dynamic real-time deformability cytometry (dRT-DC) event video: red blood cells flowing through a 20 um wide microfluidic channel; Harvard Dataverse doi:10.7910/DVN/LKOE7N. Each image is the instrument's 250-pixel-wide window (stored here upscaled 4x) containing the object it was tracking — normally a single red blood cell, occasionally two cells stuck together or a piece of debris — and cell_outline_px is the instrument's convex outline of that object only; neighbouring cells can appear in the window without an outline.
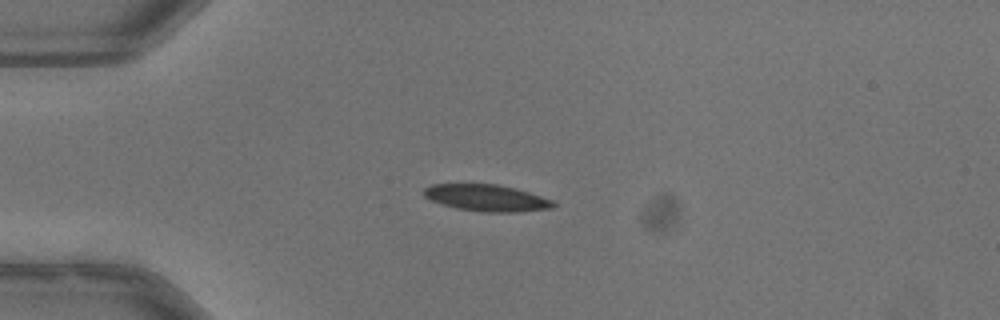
{"species": "common noctule bat (a hibernating species)", "species_latin": "Nyctalus noctula", "temperature_condition": "warm", "stored_images_in_passage": 39, "camera_frame_rate_fps": 3000, "um_per_image_px": 0.085, "animal": {"sex": "male", "body_mass_g": 13.3}, "frame": {"image": 1, "passage_image": 1, "time_ms": 0.0, "image_size_px": [1000, 320], "cell_outline_px": [[556, 204], [552, 208], [520, 212], [484, 212], [456, 208], [432, 200], [424, 196], [424, 188], [432, 184], [496, 184], [528, 192], [552, 200]], "centroid_in_image_um": [41.37, 16.82], "position_along_channel_um": 43.6, "area_um2": 19.83}}
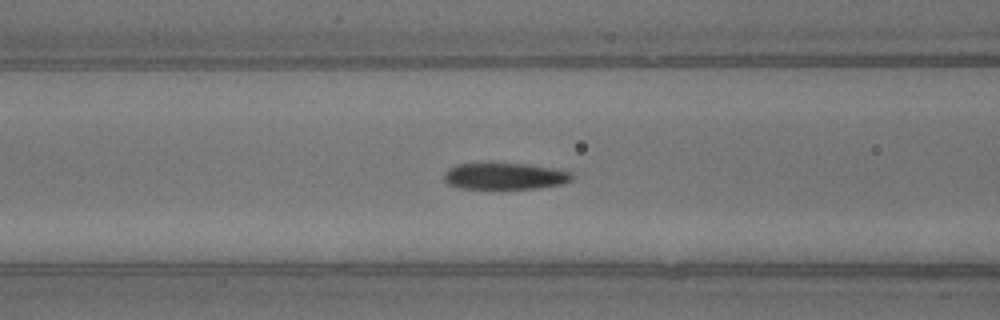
{"frame": {"image": 2, "passage_image": 9, "time_ms": 2.667, "image_size_px": [1000, 320], "cell_outline_px": [[572, 180], [564, 184], [536, 188], [460, 188], [448, 184], [444, 180], [444, 172], [448, 168], [456, 164], [488, 160], [528, 164], [560, 168], [572, 172]], "centroid_in_image_um": [42.9, 14.91], "position_along_channel_um": 123.7, "area_um2": 20.87}}
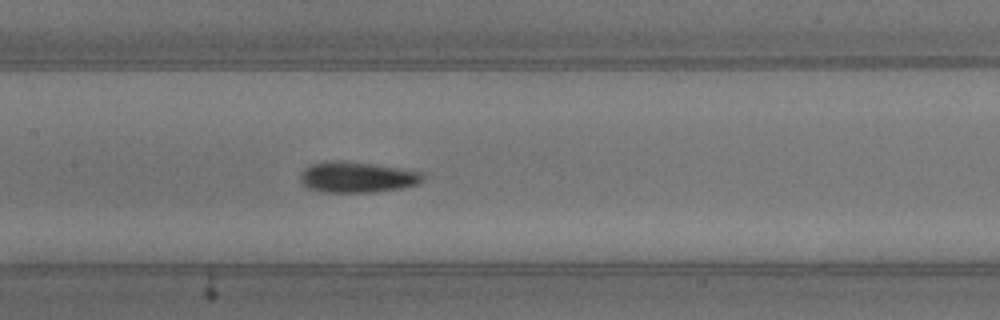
{"frame": {"image": 3, "passage_image": 13, "time_ms": 4.0, "image_size_px": [1000, 320], "cell_outline_px": [[424, 180], [420, 184], [400, 188], [376, 192], [320, 192], [308, 188], [300, 180], [300, 172], [304, 168], [312, 164], [324, 160], [344, 160], [400, 168], [424, 172]], "centroid_in_image_um": [30.35, 15.05], "position_along_channel_um": 177.0, "area_um2": 22.37}, "authors_computed_cell_mechanics": {"area_um2": 20.9236, "velocity_mm_per_s": 3.9829, "shape_relaxation_time_tau1_ms": 3.0391, "shape_relaxation_time_tau2_ms": 1.6455, "deformation_change_tau1": 0.1458, "deformation_change_tau2": 0.0723}}